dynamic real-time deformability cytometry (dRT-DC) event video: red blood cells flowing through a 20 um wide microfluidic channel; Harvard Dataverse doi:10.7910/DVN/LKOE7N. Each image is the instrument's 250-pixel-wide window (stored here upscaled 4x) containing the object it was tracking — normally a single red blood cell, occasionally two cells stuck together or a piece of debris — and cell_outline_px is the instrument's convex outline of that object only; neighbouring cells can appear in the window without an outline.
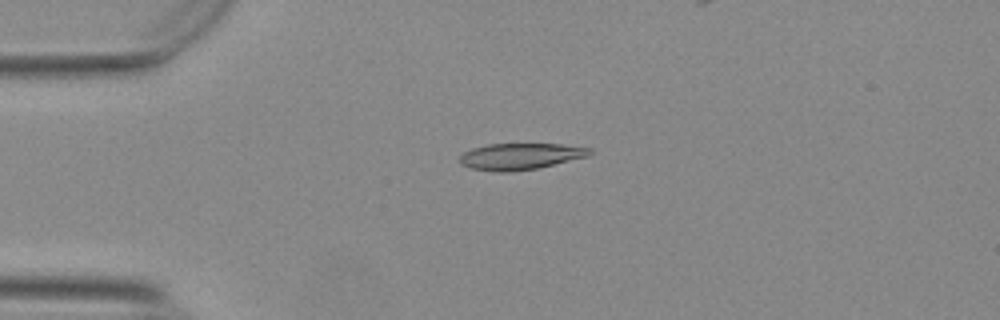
{"species": "Egyptian fruit bat (a non-hibernating species)", "species_latin": "Rousettus aegyptiacus", "temperature_condition": "warm", "stored_images_in_passage": 39, "camera_frame_rate_fps": 3000, "um_per_image_px": 0.085, "animal": {"sex": "female"}, "frame": {"image": 1, "passage_image": 2, "time_ms": 0.333, "image_size_px": [1000, 320], "cell_outline_px": [[592, 152], [588, 156], [536, 168], [512, 172], [496, 172], [468, 168], [460, 164], [460, 156], [464, 152], [472, 148], [488, 144], [560, 144], [592, 148]], "centroid_in_image_um": [44.19, 13.29], "position_along_channel_um": 40.8, "area_um2": 20.0}}
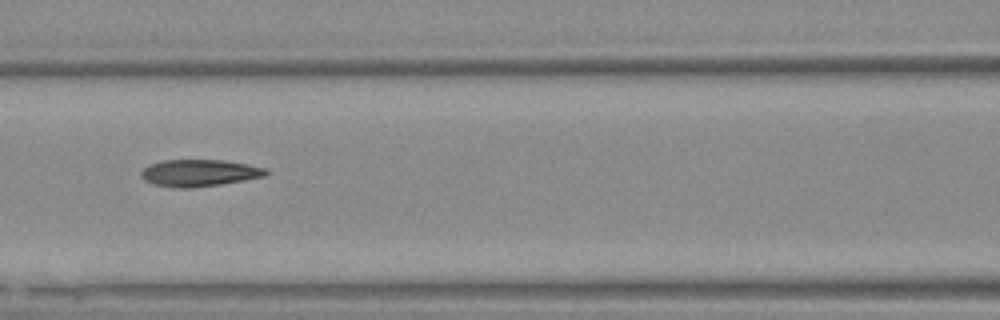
{"frame": {"image": 2, "passage_image": 13, "time_ms": 4.0, "image_size_px": [1000, 320], "cell_outline_px": [[268, 172], [264, 176], [244, 180], [220, 184], [192, 188], [176, 188], [152, 184], [144, 180], [140, 176], [140, 172], [148, 164], [164, 160], [224, 160], [248, 164], [268, 168]], "centroid_in_image_um": [16.91, 14.7], "position_along_channel_um": 149.7, "area_um2": 19.71}}
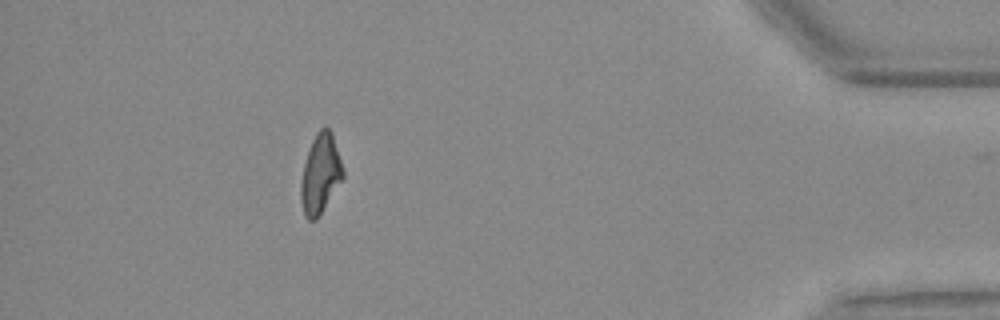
{"frame": {"image": 3, "passage_image": 38, "time_ms": 12.333, "image_size_px": [1000, 320], "cell_outline_px": [[344, 176], [316, 220], [308, 220], [304, 212], [300, 200], [300, 184], [304, 164], [312, 140], [316, 132], [320, 128], [328, 128], [332, 132], [344, 172]], "centroid_in_image_um": [27.22, 14.77], "position_along_channel_um": 408.0, "area_um2": 19.13}, "authors_computed_cell_mechanics": {"area_um2": 19.652, "velocity_mm_per_s": 3.7356, "shape_relaxation_time_tau1_ms": null, "shape_relaxation_time_tau2_ms": 3.1214, "deformation_change_tau1": null, "deformation_change_tau2": 0.1214}}